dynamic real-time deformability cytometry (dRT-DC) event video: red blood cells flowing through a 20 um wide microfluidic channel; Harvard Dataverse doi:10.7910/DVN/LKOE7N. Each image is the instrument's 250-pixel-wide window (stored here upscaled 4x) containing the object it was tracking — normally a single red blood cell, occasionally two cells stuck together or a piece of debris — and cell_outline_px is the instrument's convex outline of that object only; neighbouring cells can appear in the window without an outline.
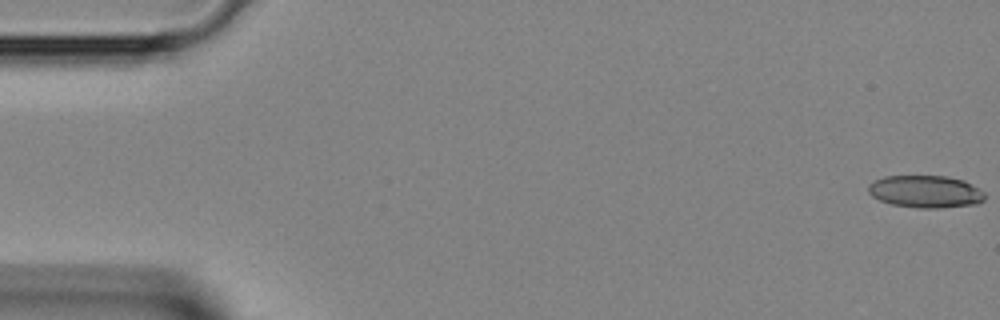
{"species": "Egyptian fruit bat (a non-hibernating species)", "species_latin": "Rousettus aegyptiacus", "temperature_condition": "room temperature", "stored_images_in_passage": 38, "camera_frame_rate_fps": 3000, "um_per_image_px": 0.085, "animal": {"sex": "female"}, "frame": {"image": 1, "passage_image": 1, "time_ms": 0.0, "image_size_px": [1000, 320], "cell_outline_px": [[984, 200], [976, 204], [940, 208], [916, 208], [892, 204], [880, 200], [872, 196], [868, 192], [868, 184], [884, 176], [948, 176], [964, 180], [984, 192]], "centroid_in_image_um": [78.66, 16.28], "position_along_channel_um": 6.3, "area_um2": 21.96}}
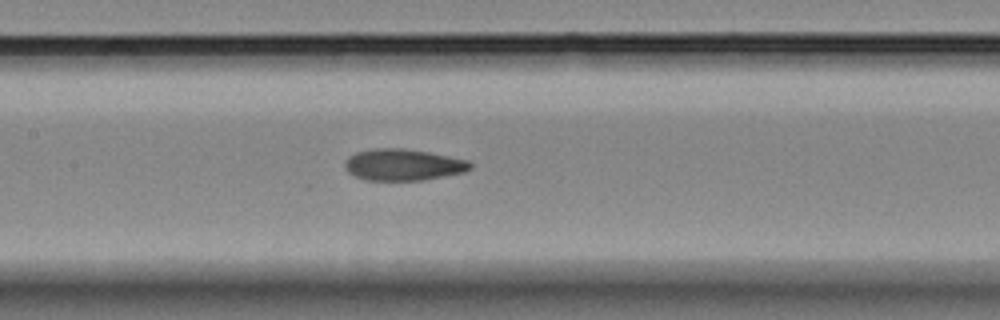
{"frame": {"image": 2, "passage_image": 20, "time_ms": 6.333, "image_size_px": [1000, 320], "cell_outline_px": [[472, 168], [464, 172], [424, 180], [368, 180], [356, 176], [348, 172], [344, 164], [348, 156], [356, 152], [372, 148], [404, 148], [428, 152], [468, 160], [472, 164]], "centroid_in_image_um": [34.27, 13.99], "position_along_channel_um": 173.1, "area_um2": 23.0}}
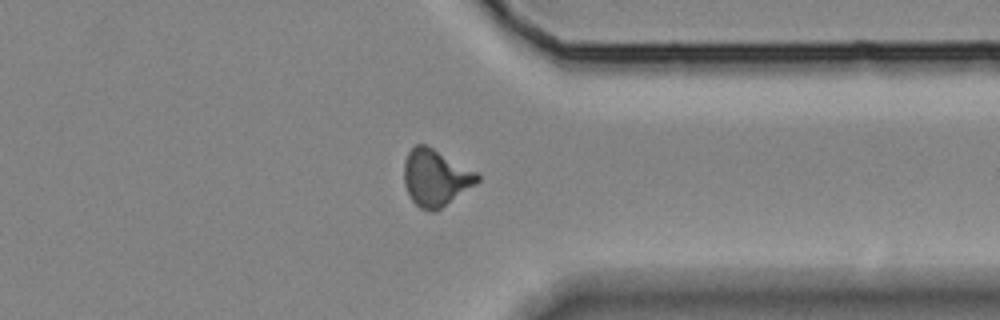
{"frame": {"image": 3, "passage_image": 33, "time_ms": 10.667, "image_size_px": [1000, 320], "cell_outline_px": [[480, 180], [476, 184], [436, 212], [432, 212], [420, 208], [412, 200], [404, 184], [404, 160], [408, 152], [416, 144], [424, 144], [432, 148], [476, 172], [480, 176]], "centroid_in_image_um": [37.01, 15.13], "position_along_channel_um": 374.4, "area_um2": 23.99}}